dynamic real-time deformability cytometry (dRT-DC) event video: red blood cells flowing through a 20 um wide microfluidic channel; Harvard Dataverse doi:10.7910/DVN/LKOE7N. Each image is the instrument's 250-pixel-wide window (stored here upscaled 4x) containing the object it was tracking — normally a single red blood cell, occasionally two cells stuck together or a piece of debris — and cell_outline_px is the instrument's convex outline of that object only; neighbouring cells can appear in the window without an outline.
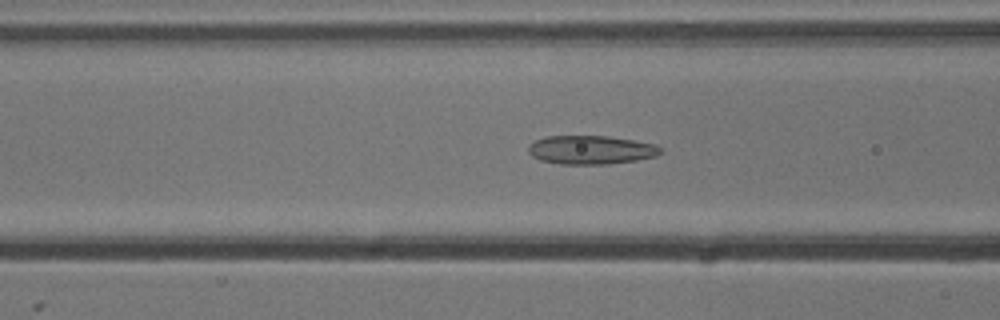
{"species": "common noctule bat (a hibernating species)", "species_latin": "Nyctalus noctula", "temperature_condition": "cold", "stored_images_in_passage": 33, "camera_frame_rate_fps": 3000, "um_per_image_px": 0.085, "animal": {"sex": "male", "body_mass_g": 13.3}, "frame": {"image": 1, "passage_image": 18, "time_ms": 5.667, "image_size_px": [1000, 320], "cell_outline_px": [[664, 152], [656, 156], [636, 160], [608, 164], [560, 164], [540, 160], [532, 156], [528, 152], [528, 144], [544, 136], [608, 136], [656, 144]], "centroid_in_image_um": [50.21, 12.74], "position_along_channel_um": 116.4, "area_um2": 22.2}}
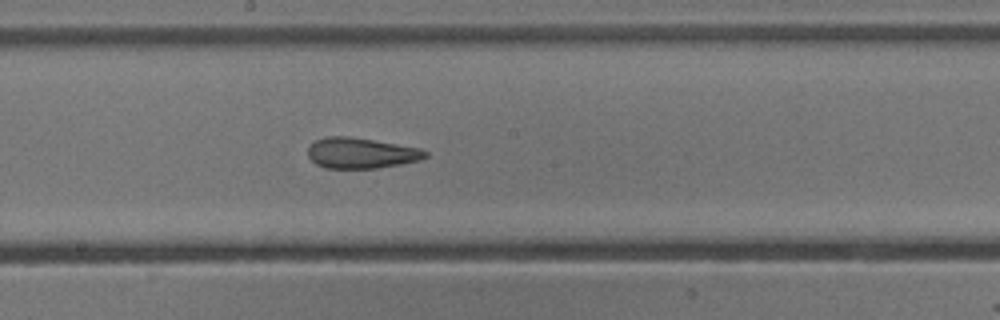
{"frame": {"image": 2, "passage_image": 26, "time_ms": 8.333, "image_size_px": [1000, 320], "cell_outline_px": [[428, 156], [420, 160], [400, 164], [376, 168], [324, 168], [316, 164], [308, 156], [308, 144], [316, 140], [328, 136], [348, 136], [420, 148], [428, 152]], "centroid_in_image_um": [30.67, 13.01], "position_along_channel_um": 217.5, "area_um2": 20.92}}
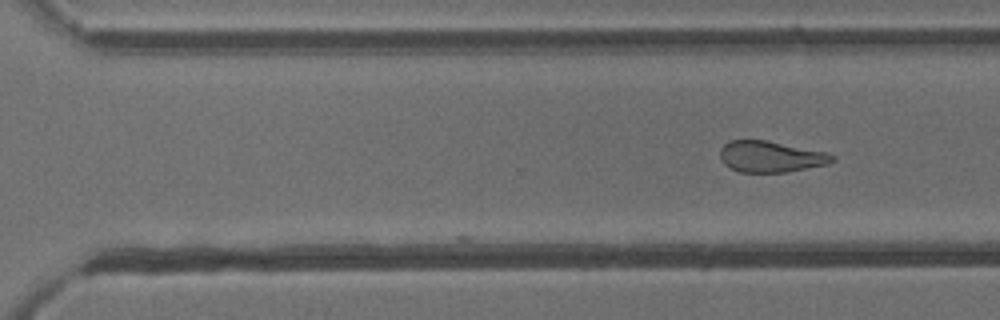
{"frame": {"image": 3, "passage_image": 33, "time_ms": 10.667, "image_size_px": [1000, 320], "cell_outline_px": [[836, 160], [828, 164], [784, 172], [740, 172], [724, 164], [720, 160], [720, 148], [728, 140], [768, 140], [828, 152], [836, 156]], "centroid_in_image_um": [65.52, 13.3], "position_along_channel_um": 305.1, "area_um2": 20.58}}